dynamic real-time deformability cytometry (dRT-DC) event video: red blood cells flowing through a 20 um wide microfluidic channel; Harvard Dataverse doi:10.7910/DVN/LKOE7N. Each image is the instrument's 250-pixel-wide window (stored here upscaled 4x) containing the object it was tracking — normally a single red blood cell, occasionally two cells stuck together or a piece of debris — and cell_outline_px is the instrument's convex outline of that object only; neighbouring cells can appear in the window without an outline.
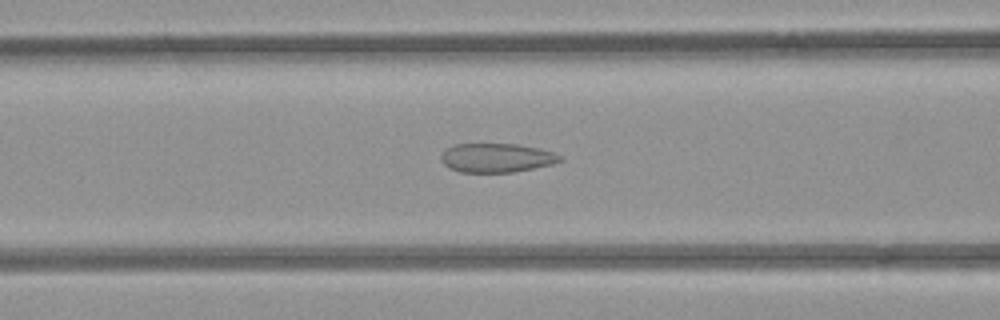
{"species": "common noctule bat (a hibernating species)", "species_latin": "Nyctalus noctula", "temperature_condition": "room temperature", "stored_images_in_passage": 34, "camera_frame_rate_fps": 3000, "um_per_image_px": 0.085, "animal": {"sex": "female", "body_mass_g": 21.9}, "frame": {"image": 1, "passage_image": 10, "time_ms": 3.0, "image_size_px": [1000, 320], "cell_outline_px": [[564, 160], [552, 164], [512, 172], [460, 172], [448, 168], [440, 160], [440, 156], [448, 148], [456, 144], [516, 144], [540, 148], [552, 152], [560, 156]], "centroid_in_image_um": [42.2, 13.41], "position_along_channel_um": 124.4, "area_um2": 20.0}}
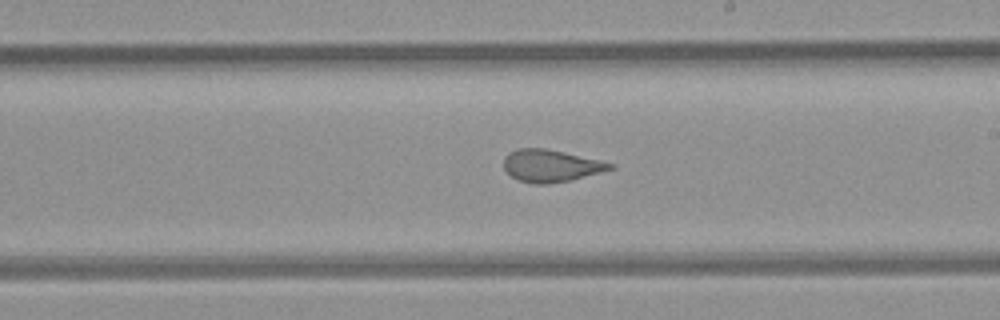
{"frame": {"image": 2, "passage_image": 19, "time_ms": 6.0, "image_size_px": [1000, 320], "cell_outline_px": [[616, 168], [572, 180], [548, 184], [532, 184], [520, 180], [512, 176], [504, 168], [504, 156], [508, 152], [520, 148], [544, 148], [564, 152], [600, 160], [616, 164]], "centroid_in_image_um": [46.85, 14.09], "position_along_channel_um": 242.2, "area_um2": 20.06}}
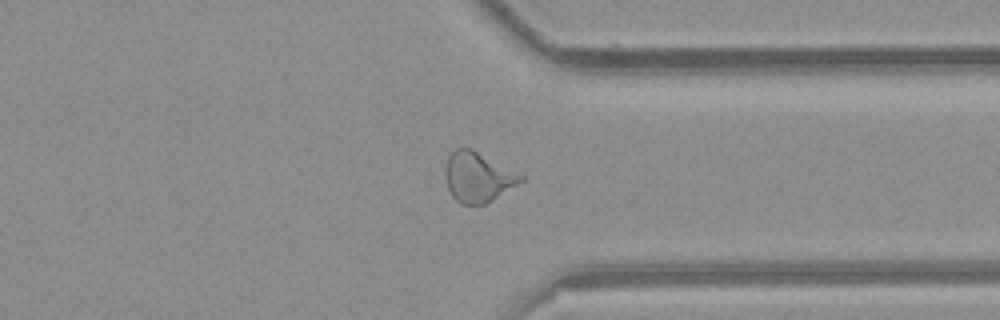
{"frame": {"image": 3, "passage_image": 29, "time_ms": 9.333, "image_size_px": [1000, 320], "cell_outline_px": [[528, 180], [484, 204], [460, 204], [452, 196], [448, 188], [448, 156], [456, 148], [472, 148], [528, 176]], "centroid_in_image_um": [40.76, 15.04], "position_along_channel_um": 370.6, "area_um2": 22.08}}